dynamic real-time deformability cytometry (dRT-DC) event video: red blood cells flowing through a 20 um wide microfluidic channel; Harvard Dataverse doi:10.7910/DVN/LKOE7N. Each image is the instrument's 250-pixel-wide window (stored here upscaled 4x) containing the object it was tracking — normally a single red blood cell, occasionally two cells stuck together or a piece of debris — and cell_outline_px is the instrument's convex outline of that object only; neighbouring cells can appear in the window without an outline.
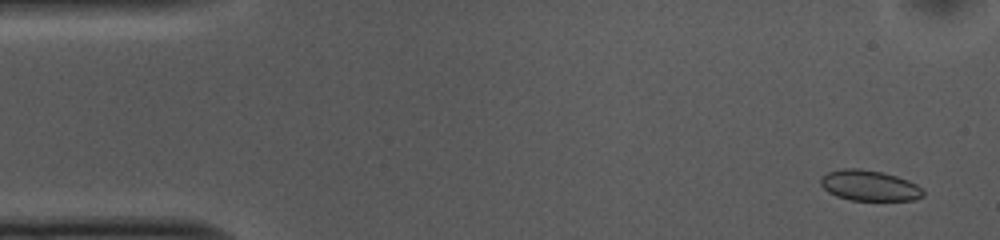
{"species": "common noctule bat (a hibernating species)", "species_latin": "Nyctalus noctula", "temperature_condition": "cold", "stored_images_in_passage": 50, "camera_frame_rate_fps": 3000, "um_per_image_px": 0.085, "animal": {"sex": "female", "body_mass_g": 10.0, "forearm_length_mm": 53.1}, "frame": {"image": 1, "passage_image": 3, "time_ms": 0.667, "image_size_px": [1000, 240], "cell_outline_px": [[924, 196], [916, 200], [852, 200], [836, 196], [828, 192], [820, 184], [820, 176], [828, 172], [840, 168], [860, 168], [884, 172], [908, 180], [924, 188]], "centroid_in_image_um": [73.9, 15.76], "position_along_channel_um": 11.1, "area_um2": 18.55}}
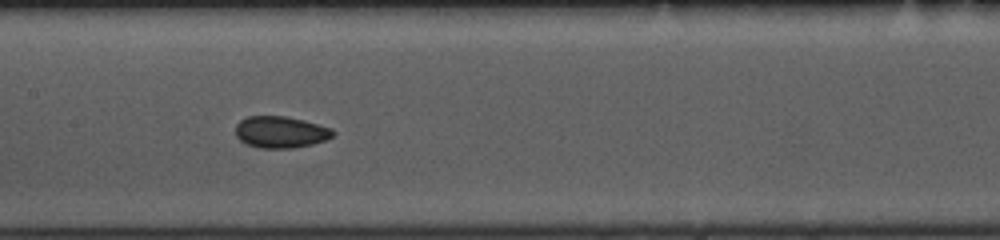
{"frame": {"image": 2, "passage_image": 25, "time_ms": 8.0, "image_size_px": [1000, 240], "cell_outline_px": [[336, 132], [332, 136], [324, 140], [312, 144], [292, 148], [260, 148], [248, 144], [240, 140], [236, 136], [236, 124], [240, 120], [248, 116], [284, 116], [304, 120], [332, 128]], "centroid_in_image_um": [23.85, 11.22], "position_along_channel_um": 183.5, "area_um2": 17.92}}
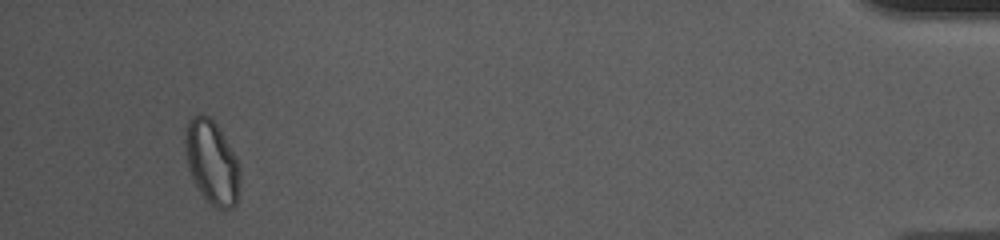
{"frame": {"image": 3, "passage_image": 50, "time_ms": 16.333, "image_size_px": [1000, 240], "cell_outline_px": [[240, 184], [236, 204], [232, 208], [216, 208], [200, 192], [188, 168], [184, 148], [184, 136], [188, 120], [192, 116], [200, 112], [208, 116], [216, 124], [224, 136], [236, 156], [240, 164]], "centroid_in_image_um": [18.01, 13.75], "position_along_channel_um": 417.2, "area_um2": 26.88}, "authors_computed_cell_mechanics": {"area_um2": 18.3804, "velocity_mm_per_s": 3.732, "shape_relaxation_time_tau1_ms": null, "shape_relaxation_time_tau2_ms": 1.7451, "deformation_change_tau1": null, "deformation_change_tau2": 0.0546}}